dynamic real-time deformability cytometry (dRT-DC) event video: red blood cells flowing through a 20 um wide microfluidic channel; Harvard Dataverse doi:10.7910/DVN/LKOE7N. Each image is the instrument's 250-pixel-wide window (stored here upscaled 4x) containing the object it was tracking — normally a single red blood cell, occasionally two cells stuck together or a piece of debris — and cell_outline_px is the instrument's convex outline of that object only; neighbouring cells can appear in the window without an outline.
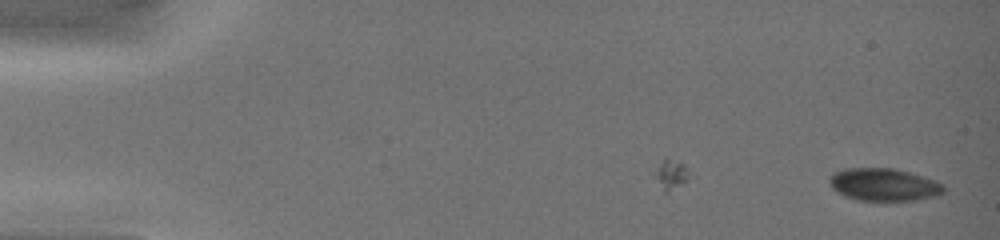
{"species": "common noctule bat (a hibernating species)", "species_latin": "Nyctalus noctula", "temperature_condition": "warm", "stored_images_in_passage": 4, "camera_frame_rate_fps": 3000, "um_per_image_px": 0.085, "animal": {"sex": "female", "body_mass_g": 19.0, "forearm_length_mm": 51.5}, "frame": {"image": 1, "passage_image": 4, "time_ms": 3.667, "image_size_px": [1000, 240], "cell_outline_px": [[944, 192], [936, 196], [916, 200], [856, 200], [844, 196], [836, 192], [832, 188], [828, 180], [832, 172], [844, 168], [892, 168], [924, 176], [936, 180], [944, 184]], "centroid_in_image_um": [75.1, 15.69], "position_along_channel_um": 9.9, "area_um2": 21.91}}